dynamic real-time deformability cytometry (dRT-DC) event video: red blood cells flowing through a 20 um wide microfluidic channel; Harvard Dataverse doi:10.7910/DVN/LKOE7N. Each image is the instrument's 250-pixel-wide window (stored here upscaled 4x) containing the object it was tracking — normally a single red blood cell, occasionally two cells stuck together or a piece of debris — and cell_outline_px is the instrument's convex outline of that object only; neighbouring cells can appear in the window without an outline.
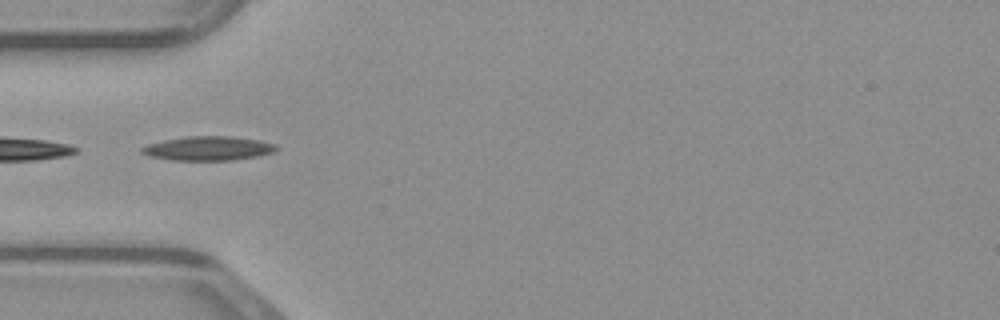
{"species": "common noctule bat (a hibernating species)", "species_latin": "Nyctalus noctula", "temperature_condition": "warm", "stored_images_in_passage": 34, "camera_frame_rate_fps": 3000, "um_per_image_px": 0.085, "animal": {"sex": "male", "body_mass_g": 23.1, "forearm_length_mm": 52.7}, "frame": {"image": 1, "passage_image": 1, "time_ms": 0.0, "image_size_px": [1000, 320], "cell_outline_px": [[280, 148], [276, 152], [260, 156], [232, 160], [172, 160], [148, 156], [140, 152], [140, 148], [148, 144], [164, 140], [184, 136], [232, 136], [260, 140], [276, 144]], "centroid_in_image_um": [17.74, 12.61], "position_along_channel_um": 67.3, "area_um2": 19.25}}
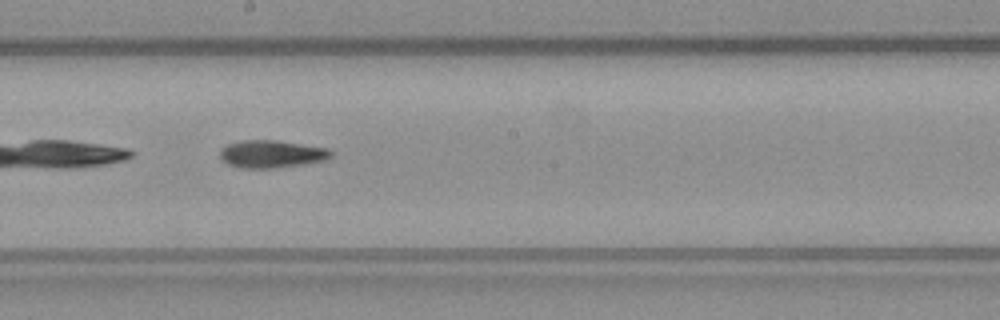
{"frame": {"image": 2, "passage_image": 12, "time_ms": 3.667, "image_size_px": [1000, 320], "cell_outline_px": [[332, 156], [324, 160], [304, 164], [272, 168], [240, 168], [228, 164], [220, 156], [220, 148], [228, 144], [240, 140], [276, 140], [328, 148], [332, 152]], "centroid_in_image_um": [23.07, 13.08], "position_along_channel_um": 225.1, "area_um2": 17.8}}
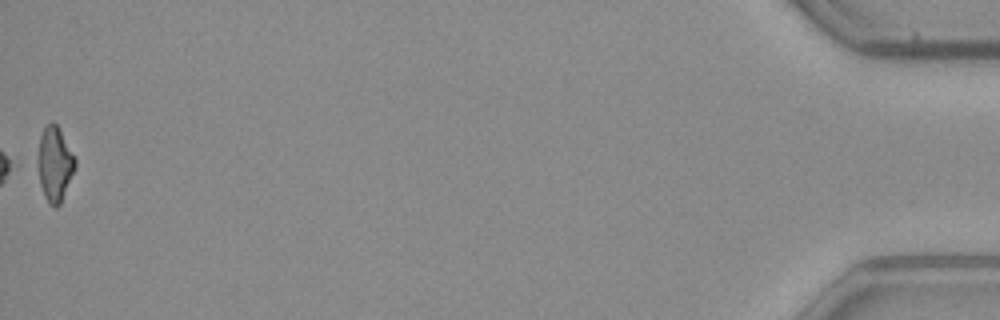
{"frame": {"image": 3, "passage_image": 34, "time_ms": 11.0, "image_size_px": [1000, 320], "cell_outline_px": [[76, 168], [60, 204], [56, 208], [44, 196], [40, 184], [36, 160], [40, 136], [44, 128], [52, 120], [56, 124], [76, 160]], "centroid_in_image_um": [4.63, 13.94], "position_along_channel_um": 430.6, "area_um2": 16.13}}